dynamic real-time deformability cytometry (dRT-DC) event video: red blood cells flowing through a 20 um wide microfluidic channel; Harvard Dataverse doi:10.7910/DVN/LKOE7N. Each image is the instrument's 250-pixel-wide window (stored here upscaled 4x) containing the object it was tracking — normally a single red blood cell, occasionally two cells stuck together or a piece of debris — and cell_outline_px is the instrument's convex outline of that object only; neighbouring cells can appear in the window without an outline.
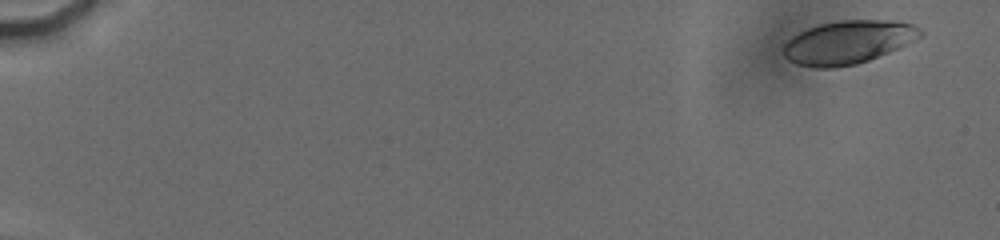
{"species": "human", "species_latin": "Homo sapiens", "temperature_condition": "cold", "stored_images_in_passage": 23, "camera_frame_rate_fps": 3000, "um_per_image_px": 0.085, "donor": {"sex": "male"}, "frame": {"image": 1, "passage_image": 3, "time_ms": 1.0, "image_size_px": [1000, 240], "cell_outline_px": [[924, 32], [916, 40], [900, 48], [868, 60], [856, 64], [836, 68], [816, 68], [796, 64], [788, 60], [784, 56], [784, 44], [792, 36], [808, 28], [820, 24], [844, 20], [900, 20], [916, 24]], "centroid_in_image_um": [72.14, 3.58], "position_along_channel_um": 12.9, "area_um2": 34.85}}
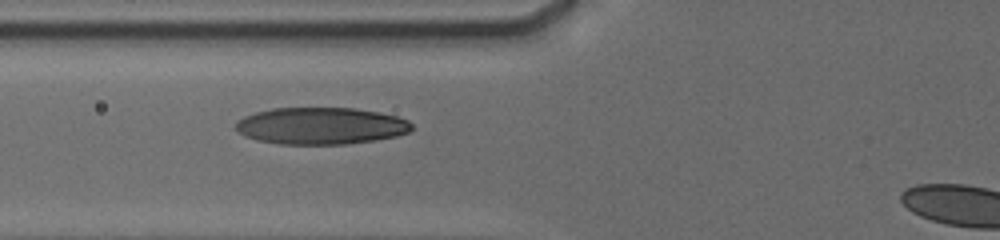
{"frame": {"image": 2, "passage_image": 20, "time_ms": 8.0, "image_size_px": [1000, 240], "cell_outline_px": [[412, 128], [408, 132], [396, 136], [372, 140], [344, 144], [280, 144], [260, 140], [248, 136], [240, 132], [236, 128], [236, 120], [244, 116], [256, 112], [272, 108], [356, 108], [396, 116], [408, 120], [412, 124]], "centroid_in_image_um": [27.28, 10.69], "position_along_channel_um": 98.5, "area_um2": 37.51}}
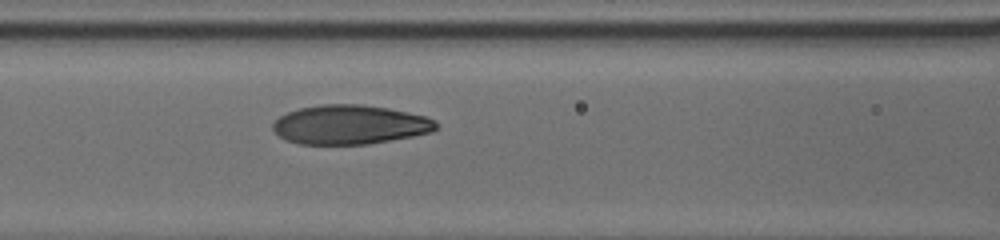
{"frame": {"image": 3, "passage_image": 23, "time_ms": 9.0, "image_size_px": [1000, 240], "cell_outline_px": [[436, 128], [432, 132], [412, 136], [368, 144], [300, 144], [288, 140], [280, 136], [272, 128], [272, 124], [280, 116], [288, 112], [300, 108], [320, 104], [360, 104], [388, 108], [428, 116], [436, 120]], "centroid_in_image_um": [29.76, 10.59], "position_along_channel_um": 136.8, "area_um2": 37.22}}